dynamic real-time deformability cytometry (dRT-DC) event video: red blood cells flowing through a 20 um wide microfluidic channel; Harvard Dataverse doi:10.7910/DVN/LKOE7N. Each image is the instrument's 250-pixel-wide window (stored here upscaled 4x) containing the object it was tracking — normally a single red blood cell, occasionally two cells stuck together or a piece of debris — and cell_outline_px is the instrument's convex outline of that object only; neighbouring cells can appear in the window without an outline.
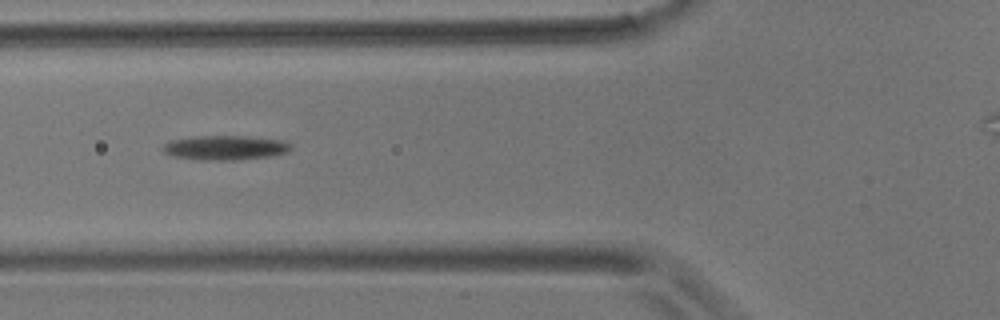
{"species": "common noctule bat (a hibernating species)", "species_latin": "Nyctalus noctula", "temperature_condition": "room temperature", "stored_images_in_passage": 5, "camera_frame_rate_fps": 3000, "um_per_image_px": 0.085, "animal": {"sex": "male", "body_mass_g": 17.9}, "frame": {"image": 1, "passage_image": 4, "time_ms": 4.333, "image_size_px": [1000, 320], "cell_outline_px": [[292, 148], [288, 152], [272, 156], [240, 160], [196, 160], [172, 156], [164, 152], [164, 144], [172, 140], [192, 136], [244, 136], [284, 140], [292, 144]], "centroid_in_image_um": [19.18, 12.56], "position_along_channel_um": 106.6, "area_um2": 18.5}}
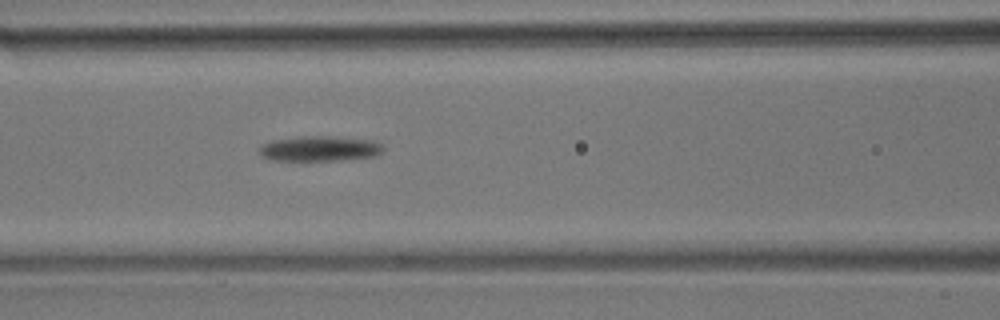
{"frame": {"image": 2, "passage_image": 5, "time_ms": 5.333, "image_size_px": [1000, 320], "cell_outline_px": [[384, 148], [376, 156], [340, 160], [272, 160], [260, 156], [260, 148], [264, 144], [272, 140], [296, 136], [332, 136], [376, 140], [384, 144]], "centroid_in_image_um": [27.22, 12.62], "position_along_channel_um": 139.4, "area_um2": 18.38}}